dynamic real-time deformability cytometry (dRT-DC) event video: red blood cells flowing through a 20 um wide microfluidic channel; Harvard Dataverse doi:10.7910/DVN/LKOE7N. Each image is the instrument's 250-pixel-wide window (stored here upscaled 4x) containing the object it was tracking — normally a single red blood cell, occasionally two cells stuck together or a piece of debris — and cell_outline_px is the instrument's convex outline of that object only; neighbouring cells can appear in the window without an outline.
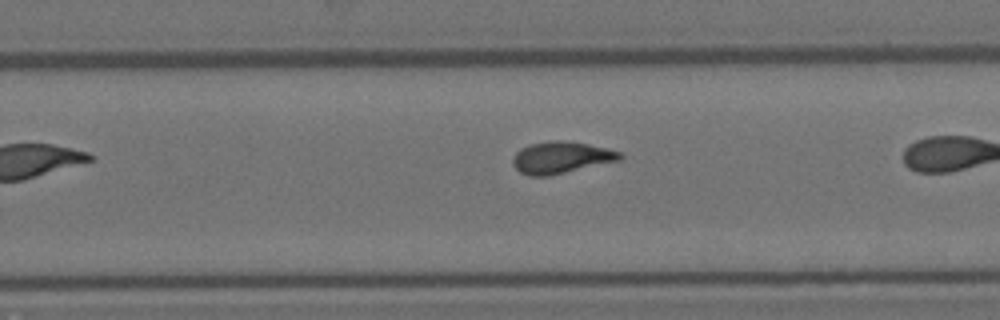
{"species": "Egyptian fruit bat (a non-hibernating species)", "species_latin": "Rousettus aegyptiacus", "temperature_condition": "room temperature", "stored_images_in_passage": 27, "camera_frame_rate_fps": 3000, "um_per_image_px": 0.085, "animal": {"sex": "female"}, "frame": {"image": 1, "passage_image": 20, "time_ms": 6.333, "image_size_px": [1000, 320], "cell_outline_px": [[624, 156], [620, 160], [548, 176], [528, 176], [520, 172], [512, 164], [512, 156], [520, 148], [528, 144], [552, 140], [560, 140], [588, 144], [620, 152]], "centroid_in_image_um": [47.64, 13.39], "position_along_channel_um": 282.2, "area_um2": 19.83}}